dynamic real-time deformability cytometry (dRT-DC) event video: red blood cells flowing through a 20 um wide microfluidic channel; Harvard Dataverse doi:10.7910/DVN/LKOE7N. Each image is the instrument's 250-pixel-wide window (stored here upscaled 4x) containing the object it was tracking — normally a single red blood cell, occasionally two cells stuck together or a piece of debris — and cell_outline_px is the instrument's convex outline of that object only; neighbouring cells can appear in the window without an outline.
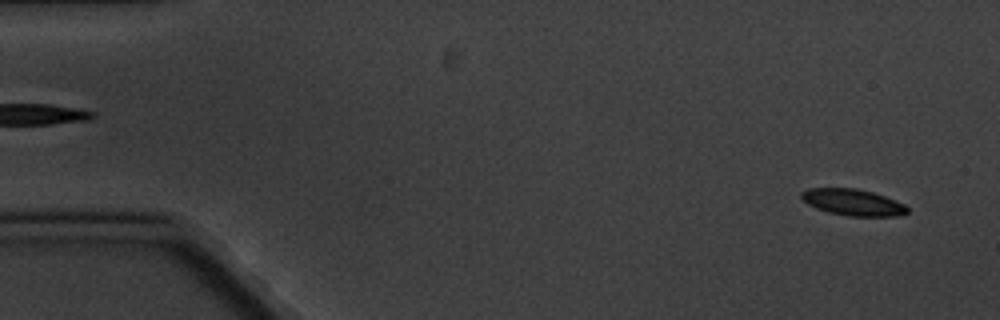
{"species": "common noctule bat (a hibernating species)", "species_latin": "Nyctalus noctula", "temperature_condition": "cold", "stored_images_in_passage": 5, "camera_frame_rate_fps": 3000, "um_per_image_px": 0.085, "animal": {"sex": "male", "body_mass_g": 20.1, "forearm_length_mm": 53.5}, "frame": {"image": 1, "passage_image": 2, "time_ms": 1.0, "image_size_px": [1000, 320], "cell_outline_px": [[908, 212], [896, 216], [848, 216], [828, 212], [816, 208], [808, 204], [800, 196], [800, 192], [808, 188], [856, 188], [872, 192], [884, 196], [904, 204], [908, 208]], "centroid_in_image_um": [72.47, 17.19], "position_along_channel_um": 12.5, "area_um2": 16.24}}
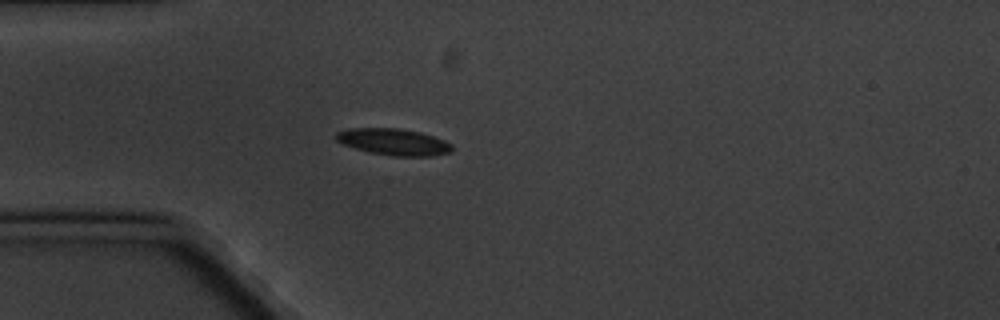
{"frame": {"image": 2, "passage_image": 5, "time_ms": 5.333, "image_size_px": [1000, 320], "cell_outline_px": [[452, 152], [432, 156], [392, 156], [368, 152], [344, 144], [336, 140], [336, 132], [348, 128], [400, 128], [420, 132], [444, 140], [452, 144]], "centroid_in_image_um": [33.47, 12.06], "position_along_channel_um": 51.5, "area_um2": 17.98}}